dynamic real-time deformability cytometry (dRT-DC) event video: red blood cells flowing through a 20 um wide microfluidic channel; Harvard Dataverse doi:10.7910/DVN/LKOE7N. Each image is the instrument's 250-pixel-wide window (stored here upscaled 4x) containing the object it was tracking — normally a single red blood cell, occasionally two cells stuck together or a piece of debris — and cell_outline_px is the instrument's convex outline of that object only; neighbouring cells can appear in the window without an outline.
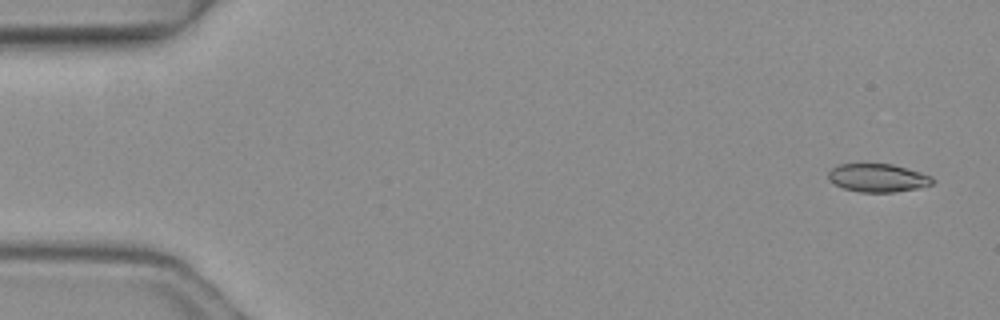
{"species": "common noctule bat (a hibernating species)", "species_latin": "Nyctalus noctula", "temperature_condition": "warm", "stored_images_in_passage": 3, "camera_frame_rate_fps": 3000, "um_per_image_px": 0.085, "animal": {"sex": "female", "body_mass_g": 19.3, "forearm_length_mm": 54.1}, "frame": {"image": 1, "passage_image": 1, "time_ms": 0.0, "image_size_px": [1000, 320], "cell_outline_px": [[936, 180], [932, 184], [916, 188], [896, 192], [860, 192], [844, 188], [836, 184], [828, 176], [828, 172], [832, 168], [840, 164], [892, 164], [920, 172], [932, 176]], "centroid_in_image_um": [74.65, 15.12], "position_along_channel_um": 10.3, "area_um2": 16.94}}